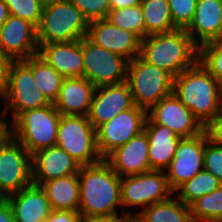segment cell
<instances>
[{"instance_id": "cell-1", "label": "cell", "mask_w": 222, "mask_h": 222, "mask_svg": "<svg viewBox=\"0 0 222 222\" xmlns=\"http://www.w3.org/2000/svg\"><path fill=\"white\" fill-rule=\"evenodd\" d=\"M80 192L78 211L82 217L118 215L121 205V177L103 159L81 166L78 173Z\"/></svg>"}, {"instance_id": "cell-2", "label": "cell", "mask_w": 222, "mask_h": 222, "mask_svg": "<svg viewBox=\"0 0 222 222\" xmlns=\"http://www.w3.org/2000/svg\"><path fill=\"white\" fill-rule=\"evenodd\" d=\"M173 92L204 128L221 111L222 85L199 60L174 78Z\"/></svg>"}, {"instance_id": "cell-3", "label": "cell", "mask_w": 222, "mask_h": 222, "mask_svg": "<svg viewBox=\"0 0 222 222\" xmlns=\"http://www.w3.org/2000/svg\"><path fill=\"white\" fill-rule=\"evenodd\" d=\"M139 57L175 78L198 61L199 48L185 29H177L143 38Z\"/></svg>"}, {"instance_id": "cell-4", "label": "cell", "mask_w": 222, "mask_h": 222, "mask_svg": "<svg viewBox=\"0 0 222 222\" xmlns=\"http://www.w3.org/2000/svg\"><path fill=\"white\" fill-rule=\"evenodd\" d=\"M60 112L54 104L20 113L11 121V137L34 153L56 146Z\"/></svg>"}, {"instance_id": "cell-5", "label": "cell", "mask_w": 222, "mask_h": 222, "mask_svg": "<svg viewBox=\"0 0 222 222\" xmlns=\"http://www.w3.org/2000/svg\"><path fill=\"white\" fill-rule=\"evenodd\" d=\"M126 82L131 90L134 105L148 112L173 92L174 77L136 56L128 61Z\"/></svg>"}, {"instance_id": "cell-6", "label": "cell", "mask_w": 222, "mask_h": 222, "mask_svg": "<svg viewBox=\"0 0 222 222\" xmlns=\"http://www.w3.org/2000/svg\"><path fill=\"white\" fill-rule=\"evenodd\" d=\"M88 20L70 1L66 0L43 8L37 26L38 44L80 40L87 35Z\"/></svg>"}, {"instance_id": "cell-7", "label": "cell", "mask_w": 222, "mask_h": 222, "mask_svg": "<svg viewBox=\"0 0 222 222\" xmlns=\"http://www.w3.org/2000/svg\"><path fill=\"white\" fill-rule=\"evenodd\" d=\"M56 146L67 152L81 166L103 160L97 147L96 129L87 116L61 115Z\"/></svg>"}, {"instance_id": "cell-8", "label": "cell", "mask_w": 222, "mask_h": 222, "mask_svg": "<svg viewBox=\"0 0 222 222\" xmlns=\"http://www.w3.org/2000/svg\"><path fill=\"white\" fill-rule=\"evenodd\" d=\"M84 77L95 87L119 84L126 81L128 60L81 38Z\"/></svg>"}, {"instance_id": "cell-9", "label": "cell", "mask_w": 222, "mask_h": 222, "mask_svg": "<svg viewBox=\"0 0 222 222\" xmlns=\"http://www.w3.org/2000/svg\"><path fill=\"white\" fill-rule=\"evenodd\" d=\"M4 99V109L7 113L12 111V121L24 111L51 104L36 86L32 69L23 60L11 63Z\"/></svg>"}, {"instance_id": "cell-10", "label": "cell", "mask_w": 222, "mask_h": 222, "mask_svg": "<svg viewBox=\"0 0 222 222\" xmlns=\"http://www.w3.org/2000/svg\"><path fill=\"white\" fill-rule=\"evenodd\" d=\"M32 183V155L10 137L0 145V195L5 199Z\"/></svg>"}, {"instance_id": "cell-11", "label": "cell", "mask_w": 222, "mask_h": 222, "mask_svg": "<svg viewBox=\"0 0 222 222\" xmlns=\"http://www.w3.org/2000/svg\"><path fill=\"white\" fill-rule=\"evenodd\" d=\"M165 171L151 170L138 175L121 177V206L141 210L172 196Z\"/></svg>"}, {"instance_id": "cell-12", "label": "cell", "mask_w": 222, "mask_h": 222, "mask_svg": "<svg viewBox=\"0 0 222 222\" xmlns=\"http://www.w3.org/2000/svg\"><path fill=\"white\" fill-rule=\"evenodd\" d=\"M147 112L136 105L118 113L96 129L99 154L105 159L111 152L144 130Z\"/></svg>"}, {"instance_id": "cell-13", "label": "cell", "mask_w": 222, "mask_h": 222, "mask_svg": "<svg viewBox=\"0 0 222 222\" xmlns=\"http://www.w3.org/2000/svg\"><path fill=\"white\" fill-rule=\"evenodd\" d=\"M145 123L166 126L181 138L194 137L205 130L174 92L160 100L147 112Z\"/></svg>"}, {"instance_id": "cell-14", "label": "cell", "mask_w": 222, "mask_h": 222, "mask_svg": "<svg viewBox=\"0 0 222 222\" xmlns=\"http://www.w3.org/2000/svg\"><path fill=\"white\" fill-rule=\"evenodd\" d=\"M205 143V130L197 136L180 139L175 156L165 170L168 171L165 174L173 192L204 169Z\"/></svg>"}, {"instance_id": "cell-15", "label": "cell", "mask_w": 222, "mask_h": 222, "mask_svg": "<svg viewBox=\"0 0 222 222\" xmlns=\"http://www.w3.org/2000/svg\"><path fill=\"white\" fill-rule=\"evenodd\" d=\"M37 27L31 22L9 15L0 27V52L13 61L38 54Z\"/></svg>"}, {"instance_id": "cell-16", "label": "cell", "mask_w": 222, "mask_h": 222, "mask_svg": "<svg viewBox=\"0 0 222 222\" xmlns=\"http://www.w3.org/2000/svg\"><path fill=\"white\" fill-rule=\"evenodd\" d=\"M134 102L127 82L96 87L88 120L97 129L118 113L133 108Z\"/></svg>"}, {"instance_id": "cell-17", "label": "cell", "mask_w": 222, "mask_h": 222, "mask_svg": "<svg viewBox=\"0 0 222 222\" xmlns=\"http://www.w3.org/2000/svg\"><path fill=\"white\" fill-rule=\"evenodd\" d=\"M86 37L111 52L131 61L139 56L141 39L134 33L112 25L107 19L89 22Z\"/></svg>"}, {"instance_id": "cell-18", "label": "cell", "mask_w": 222, "mask_h": 222, "mask_svg": "<svg viewBox=\"0 0 222 222\" xmlns=\"http://www.w3.org/2000/svg\"><path fill=\"white\" fill-rule=\"evenodd\" d=\"M120 177L150 171L149 140L146 131L131 138L104 159Z\"/></svg>"}, {"instance_id": "cell-19", "label": "cell", "mask_w": 222, "mask_h": 222, "mask_svg": "<svg viewBox=\"0 0 222 222\" xmlns=\"http://www.w3.org/2000/svg\"><path fill=\"white\" fill-rule=\"evenodd\" d=\"M81 165L58 146L42 149L32 155V179L42 185L52 179L79 173Z\"/></svg>"}, {"instance_id": "cell-20", "label": "cell", "mask_w": 222, "mask_h": 222, "mask_svg": "<svg viewBox=\"0 0 222 222\" xmlns=\"http://www.w3.org/2000/svg\"><path fill=\"white\" fill-rule=\"evenodd\" d=\"M96 87L85 77L63 78L54 107L65 116H87Z\"/></svg>"}, {"instance_id": "cell-21", "label": "cell", "mask_w": 222, "mask_h": 222, "mask_svg": "<svg viewBox=\"0 0 222 222\" xmlns=\"http://www.w3.org/2000/svg\"><path fill=\"white\" fill-rule=\"evenodd\" d=\"M38 55L64 78L84 77L81 39L70 42L39 44Z\"/></svg>"}, {"instance_id": "cell-22", "label": "cell", "mask_w": 222, "mask_h": 222, "mask_svg": "<svg viewBox=\"0 0 222 222\" xmlns=\"http://www.w3.org/2000/svg\"><path fill=\"white\" fill-rule=\"evenodd\" d=\"M5 199L12 209L15 222H45L52 212L45 191L34 183Z\"/></svg>"}, {"instance_id": "cell-23", "label": "cell", "mask_w": 222, "mask_h": 222, "mask_svg": "<svg viewBox=\"0 0 222 222\" xmlns=\"http://www.w3.org/2000/svg\"><path fill=\"white\" fill-rule=\"evenodd\" d=\"M221 27L222 0H197L194 17L185 31L199 48L208 42L216 40Z\"/></svg>"}, {"instance_id": "cell-24", "label": "cell", "mask_w": 222, "mask_h": 222, "mask_svg": "<svg viewBox=\"0 0 222 222\" xmlns=\"http://www.w3.org/2000/svg\"><path fill=\"white\" fill-rule=\"evenodd\" d=\"M144 130L149 140L150 171H165L175 156L181 137L170 128L156 123H145Z\"/></svg>"}, {"instance_id": "cell-25", "label": "cell", "mask_w": 222, "mask_h": 222, "mask_svg": "<svg viewBox=\"0 0 222 222\" xmlns=\"http://www.w3.org/2000/svg\"><path fill=\"white\" fill-rule=\"evenodd\" d=\"M52 210L78 211L80 184L78 174L63 176L44 182Z\"/></svg>"}, {"instance_id": "cell-26", "label": "cell", "mask_w": 222, "mask_h": 222, "mask_svg": "<svg viewBox=\"0 0 222 222\" xmlns=\"http://www.w3.org/2000/svg\"><path fill=\"white\" fill-rule=\"evenodd\" d=\"M133 215L139 222H193L190 206L171 196Z\"/></svg>"}, {"instance_id": "cell-27", "label": "cell", "mask_w": 222, "mask_h": 222, "mask_svg": "<svg viewBox=\"0 0 222 222\" xmlns=\"http://www.w3.org/2000/svg\"><path fill=\"white\" fill-rule=\"evenodd\" d=\"M31 69L36 86L54 104L58 98L63 76L50 66L38 54L23 60Z\"/></svg>"}, {"instance_id": "cell-28", "label": "cell", "mask_w": 222, "mask_h": 222, "mask_svg": "<svg viewBox=\"0 0 222 222\" xmlns=\"http://www.w3.org/2000/svg\"><path fill=\"white\" fill-rule=\"evenodd\" d=\"M145 37L177 30L172 21L168 0H142Z\"/></svg>"}, {"instance_id": "cell-29", "label": "cell", "mask_w": 222, "mask_h": 222, "mask_svg": "<svg viewBox=\"0 0 222 222\" xmlns=\"http://www.w3.org/2000/svg\"><path fill=\"white\" fill-rule=\"evenodd\" d=\"M221 185L222 183L213 174L203 169L193 178L184 182L174 192H179L177 198L190 206L197 199L212 193Z\"/></svg>"}, {"instance_id": "cell-30", "label": "cell", "mask_w": 222, "mask_h": 222, "mask_svg": "<svg viewBox=\"0 0 222 222\" xmlns=\"http://www.w3.org/2000/svg\"><path fill=\"white\" fill-rule=\"evenodd\" d=\"M193 222H218L222 218V185L190 205Z\"/></svg>"}, {"instance_id": "cell-31", "label": "cell", "mask_w": 222, "mask_h": 222, "mask_svg": "<svg viewBox=\"0 0 222 222\" xmlns=\"http://www.w3.org/2000/svg\"><path fill=\"white\" fill-rule=\"evenodd\" d=\"M112 25L145 38V23L141 5L118 10H110L106 18Z\"/></svg>"}, {"instance_id": "cell-32", "label": "cell", "mask_w": 222, "mask_h": 222, "mask_svg": "<svg viewBox=\"0 0 222 222\" xmlns=\"http://www.w3.org/2000/svg\"><path fill=\"white\" fill-rule=\"evenodd\" d=\"M198 60L222 85V41L214 40L199 47Z\"/></svg>"}, {"instance_id": "cell-33", "label": "cell", "mask_w": 222, "mask_h": 222, "mask_svg": "<svg viewBox=\"0 0 222 222\" xmlns=\"http://www.w3.org/2000/svg\"><path fill=\"white\" fill-rule=\"evenodd\" d=\"M10 15L39 25L43 6L38 0H5Z\"/></svg>"}, {"instance_id": "cell-34", "label": "cell", "mask_w": 222, "mask_h": 222, "mask_svg": "<svg viewBox=\"0 0 222 222\" xmlns=\"http://www.w3.org/2000/svg\"><path fill=\"white\" fill-rule=\"evenodd\" d=\"M172 21L177 29H186L191 23L197 0H168Z\"/></svg>"}, {"instance_id": "cell-35", "label": "cell", "mask_w": 222, "mask_h": 222, "mask_svg": "<svg viewBox=\"0 0 222 222\" xmlns=\"http://www.w3.org/2000/svg\"><path fill=\"white\" fill-rule=\"evenodd\" d=\"M204 170L213 174L222 183V145L209 139L206 132Z\"/></svg>"}, {"instance_id": "cell-36", "label": "cell", "mask_w": 222, "mask_h": 222, "mask_svg": "<svg viewBox=\"0 0 222 222\" xmlns=\"http://www.w3.org/2000/svg\"><path fill=\"white\" fill-rule=\"evenodd\" d=\"M88 20L106 19L111 10L109 0H70Z\"/></svg>"}, {"instance_id": "cell-37", "label": "cell", "mask_w": 222, "mask_h": 222, "mask_svg": "<svg viewBox=\"0 0 222 222\" xmlns=\"http://www.w3.org/2000/svg\"><path fill=\"white\" fill-rule=\"evenodd\" d=\"M79 211L52 210L45 222H82Z\"/></svg>"}, {"instance_id": "cell-38", "label": "cell", "mask_w": 222, "mask_h": 222, "mask_svg": "<svg viewBox=\"0 0 222 222\" xmlns=\"http://www.w3.org/2000/svg\"><path fill=\"white\" fill-rule=\"evenodd\" d=\"M13 60L0 52V98H5L8 89L9 69Z\"/></svg>"}, {"instance_id": "cell-39", "label": "cell", "mask_w": 222, "mask_h": 222, "mask_svg": "<svg viewBox=\"0 0 222 222\" xmlns=\"http://www.w3.org/2000/svg\"><path fill=\"white\" fill-rule=\"evenodd\" d=\"M205 131L207 132L209 139L222 145V110L205 127Z\"/></svg>"}, {"instance_id": "cell-40", "label": "cell", "mask_w": 222, "mask_h": 222, "mask_svg": "<svg viewBox=\"0 0 222 222\" xmlns=\"http://www.w3.org/2000/svg\"><path fill=\"white\" fill-rule=\"evenodd\" d=\"M129 217H133L129 210L124 212L121 216L119 215H101L83 217L82 222H126Z\"/></svg>"}, {"instance_id": "cell-41", "label": "cell", "mask_w": 222, "mask_h": 222, "mask_svg": "<svg viewBox=\"0 0 222 222\" xmlns=\"http://www.w3.org/2000/svg\"><path fill=\"white\" fill-rule=\"evenodd\" d=\"M7 116V112L5 109L2 111V115L0 114V145L4 144L11 137V124L8 125V122L3 120Z\"/></svg>"}, {"instance_id": "cell-42", "label": "cell", "mask_w": 222, "mask_h": 222, "mask_svg": "<svg viewBox=\"0 0 222 222\" xmlns=\"http://www.w3.org/2000/svg\"><path fill=\"white\" fill-rule=\"evenodd\" d=\"M0 222H15L12 209L6 199L0 201Z\"/></svg>"}, {"instance_id": "cell-43", "label": "cell", "mask_w": 222, "mask_h": 222, "mask_svg": "<svg viewBox=\"0 0 222 222\" xmlns=\"http://www.w3.org/2000/svg\"><path fill=\"white\" fill-rule=\"evenodd\" d=\"M141 2L142 0H109L111 10L138 6Z\"/></svg>"}, {"instance_id": "cell-44", "label": "cell", "mask_w": 222, "mask_h": 222, "mask_svg": "<svg viewBox=\"0 0 222 222\" xmlns=\"http://www.w3.org/2000/svg\"><path fill=\"white\" fill-rule=\"evenodd\" d=\"M8 7L5 3V0H0V27L9 17Z\"/></svg>"}, {"instance_id": "cell-45", "label": "cell", "mask_w": 222, "mask_h": 222, "mask_svg": "<svg viewBox=\"0 0 222 222\" xmlns=\"http://www.w3.org/2000/svg\"><path fill=\"white\" fill-rule=\"evenodd\" d=\"M41 5L43 6V8L50 6V5H55L57 3L66 1V0H38Z\"/></svg>"}, {"instance_id": "cell-46", "label": "cell", "mask_w": 222, "mask_h": 222, "mask_svg": "<svg viewBox=\"0 0 222 222\" xmlns=\"http://www.w3.org/2000/svg\"><path fill=\"white\" fill-rule=\"evenodd\" d=\"M126 222H139L138 220H136L134 217H129Z\"/></svg>"}, {"instance_id": "cell-47", "label": "cell", "mask_w": 222, "mask_h": 222, "mask_svg": "<svg viewBox=\"0 0 222 222\" xmlns=\"http://www.w3.org/2000/svg\"><path fill=\"white\" fill-rule=\"evenodd\" d=\"M216 40L222 41V27H221V31L219 33V36Z\"/></svg>"}]
</instances>
